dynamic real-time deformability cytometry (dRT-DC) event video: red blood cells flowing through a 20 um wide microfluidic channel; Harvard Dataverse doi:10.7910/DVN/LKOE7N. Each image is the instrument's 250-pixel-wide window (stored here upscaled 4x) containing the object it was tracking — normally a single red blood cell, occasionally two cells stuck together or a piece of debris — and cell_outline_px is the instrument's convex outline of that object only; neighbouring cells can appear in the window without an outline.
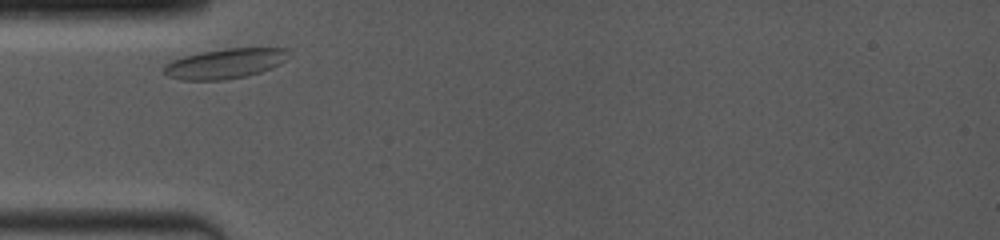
{"species": "common noctule bat (a hibernating species)", "species_latin": "Nyctalus noctula", "temperature_condition": "room temperature", "stored_images_in_passage": 3, "camera_frame_rate_fps": 4000, "um_per_image_px": 0.085, "animal": {"sex": "female", "body_mass_g": 19.0, "forearm_length_mm": 53.3}, "frame": {"image": 1, "passage_image": 1, "time_ms": 0.0, "image_size_px": [1000, 240], "cell_outline_px": [[288, 48], [284, 60], [280, 64], [272, 68], [248, 76], [224, 80], [180, 80], [168, 76], [164, 72], [164, 64], [172, 60], [184, 56], [200, 52], [224, 48]], "centroid_in_image_um": [19.09, 5.41], "position_along_channel_um": 65.9, "area_um2": 21.79}}
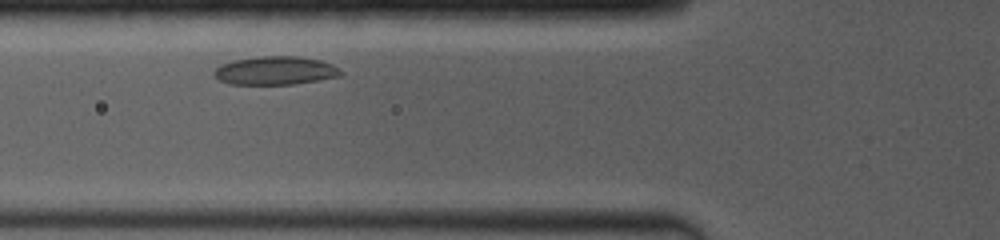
{"frame": {"image": 2, "passage_image": 2, "time_ms": 1.0, "image_size_px": [1000, 240], "cell_outline_px": [[344, 72], [340, 76], [320, 80], [292, 84], [228, 84], [220, 80], [212, 72], [220, 64], [236, 60], [260, 56], [300, 56], [320, 60], [332, 64]], "centroid_in_image_um": [23.42, 6.0], "position_along_channel_um": 102.4, "area_um2": 20.98}}
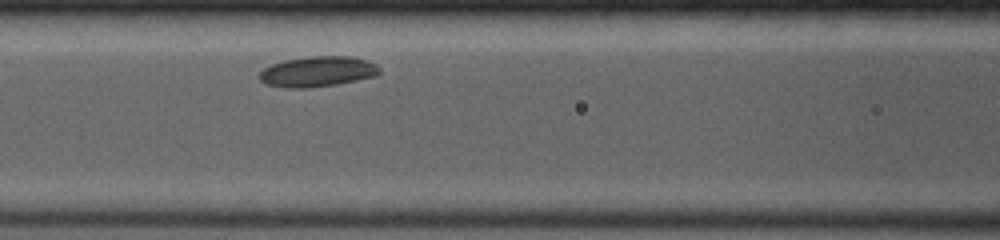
{"frame": {"image": 3, "passage_image": 3, "time_ms": 2.0, "image_size_px": [1000, 240], "cell_outline_px": [[380, 72], [376, 76], [336, 84], [308, 88], [284, 88], [268, 84], [260, 80], [260, 72], [264, 68], [272, 64], [284, 60], [308, 56], [348, 56], [368, 60], [376, 64], [380, 68]], "centroid_in_image_um": [27.01, 6.08], "position_along_channel_um": 139.6, "area_um2": 21.27}}